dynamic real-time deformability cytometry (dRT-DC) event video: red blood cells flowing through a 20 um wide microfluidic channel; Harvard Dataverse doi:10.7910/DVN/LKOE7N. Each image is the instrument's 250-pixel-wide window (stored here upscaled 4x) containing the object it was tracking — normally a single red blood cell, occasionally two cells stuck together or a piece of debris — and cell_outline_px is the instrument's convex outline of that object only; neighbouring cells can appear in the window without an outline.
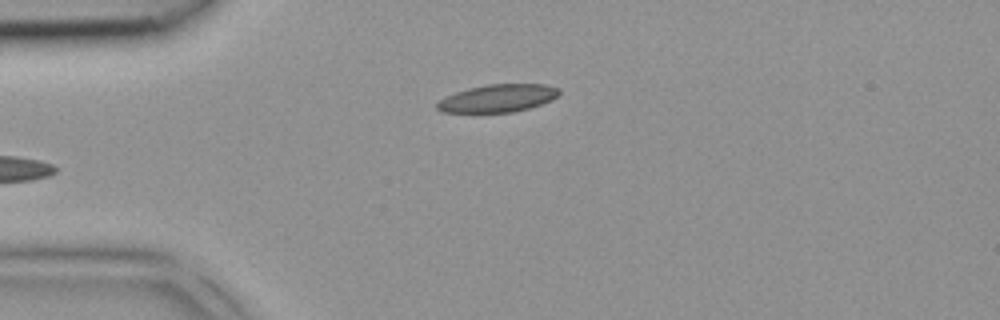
{"species": "common noctule bat (a hibernating species)", "species_latin": "Nyctalus noctula", "temperature_condition": "room temperature", "stored_images_in_passage": 4, "camera_frame_rate_fps": 3000, "um_per_image_px": 0.085, "animal": {"sex": "female", "body_mass_g": 18.4}, "frame": {"image": 1, "passage_image": 4, "time_ms": 1.0, "image_size_px": [1000, 320], "cell_outline_px": [[560, 92], [552, 100], [528, 108], [512, 112], [444, 112], [436, 108], [436, 104], [440, 100], [456, 92], [468, 88], [488, 84], [544, 84], [560, 88]], "centroid_in_image_um": [42.33, 8.34], "position_along_channel_um": 42.7, "area_um2": 19.48}}